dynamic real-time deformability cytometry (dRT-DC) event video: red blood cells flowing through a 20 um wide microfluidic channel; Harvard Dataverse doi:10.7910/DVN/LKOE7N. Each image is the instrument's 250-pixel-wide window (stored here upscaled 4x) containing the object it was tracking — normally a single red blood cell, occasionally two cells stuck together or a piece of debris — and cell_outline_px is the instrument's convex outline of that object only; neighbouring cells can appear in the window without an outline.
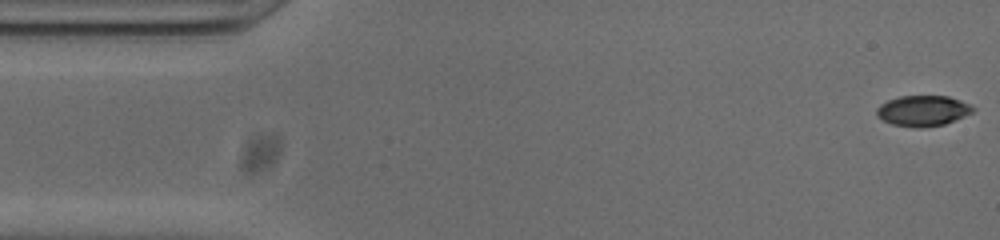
{"species": "common noctule bat (a hibernating species)", "species_latin": "Nyctalus noctula", "temperature_condition": "cold", "stored_images_in_passage": 52, "camera_frame_rate_fps": 3000, "um_per_image_px": 0.085, "animal": {"sex": "male", "body_mass_g": 20.0, "forearm_length_mm": 53.3}, "frame": {"image": 1, "passage_image": 1, "time_ms": 0.0, "image_size_px": [1000, 240], "cell_outline_px": [[972, 112], [944, 124], [920, 128], [892, 124], [876, 116], [876, 108], [880, 104], [888, 100], [900, 96], [948, 96], [960, 100], [968, 104], [972, 108]], "centroid_in_image_um": [78.38, 9.41], "position_along_channel_um": 6.6, "area_um2": 16.88}}
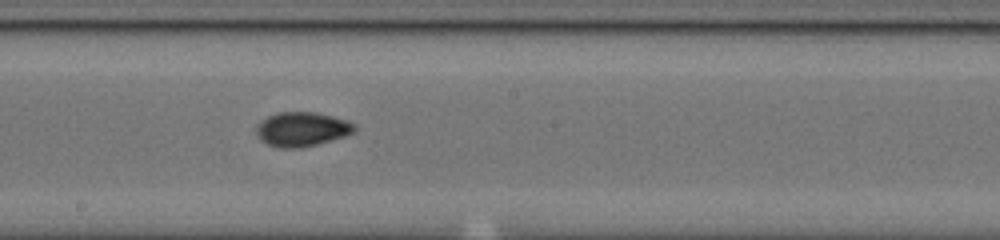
{"frame": {"image": 2, "passage_image": 27, "time_ms": 8.667, "image_size_px": [1000, 240], "cell_outline_px": [[356, 132], [344, 136], [316, 144], [296, 148], [280, 148], [268, 144], [260, 140], [256, 132], [256, 124], [268, 116], [276, 112], [316, 112], [332, 116], [356, 124]], "centroid_in_image_um": [25.64, 10.97], "position_along_channel_um": 222.6, "area_um2": 19.59}}
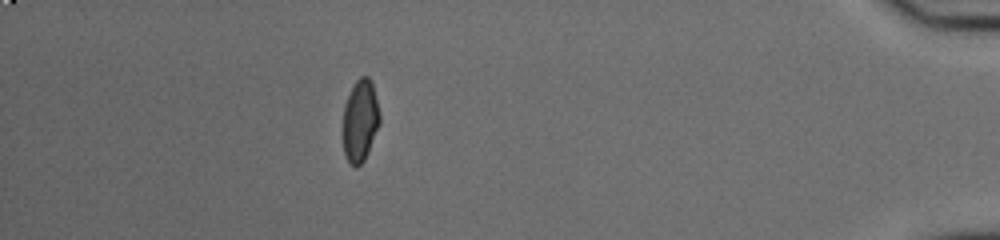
{"frame": {"image": 3, "passage_image": 46, "time_ms": 15.0, "image_size_px": [1000, 240], "cell_outline_px": [[380, 124], [368, 152], [364, 160], [356, 168], [348, 160], [344, 152], [344, 108], [348, 96], [356, 80], [360, 76], [368, 76], [372, 84], [380, 116]], "centroid_in_image_um": [30.63, 10.26], "position_along_channel_um": 404.6, "area_um2": 17.17}, "authors_computed_cell_mechanics": {"area_um2": 18.3804, "velocity_mm_per_s": 3.8394, "shape_relaxation_time_tau1_ms": null, "shape_relaxation_time_tau2_ms": 2.1573, "deformation_change_tau1": null, "deformation_change_tau2": 0.0558}}